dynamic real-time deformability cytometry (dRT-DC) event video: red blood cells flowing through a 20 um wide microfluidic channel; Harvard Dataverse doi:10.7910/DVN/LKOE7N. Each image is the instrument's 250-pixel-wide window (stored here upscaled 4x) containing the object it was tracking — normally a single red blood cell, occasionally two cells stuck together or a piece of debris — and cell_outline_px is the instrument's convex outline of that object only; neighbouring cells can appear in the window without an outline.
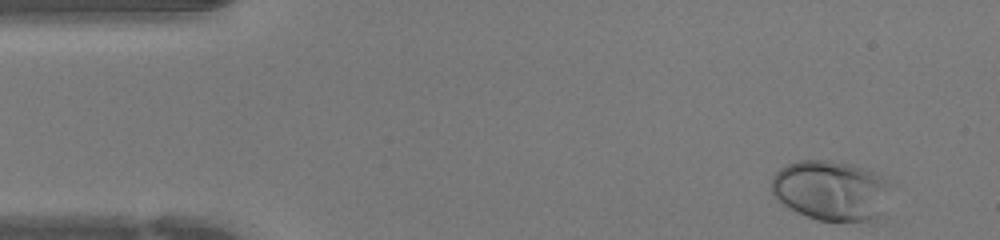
{"species": "human", "species_latin": "Homo sapiens", "temperature_condition": "warm", "stored_images_in_passage": 42, "camera_frame_rate_fps": 3000, "um_per_image_px": 0.085, "donor": {"sex": "female"}, "frame": {"image": 1, "passage_image": 1, "time_ms": 0.0, "image_size_px": [1000, 240], "cell_outline_px": [[900, 184], [880, 216], [872, 224], [868, 224], [816, 220], [776, 200], [772, 192], [772, 180], [776, 172], [780, 168], [788, 164], [800, 160], [828, 160], [856, 164]], "centroid_in_image_um": [70.84, 16.22], "position_along_channel_um": 14.2, "area_um2": 43.75}}
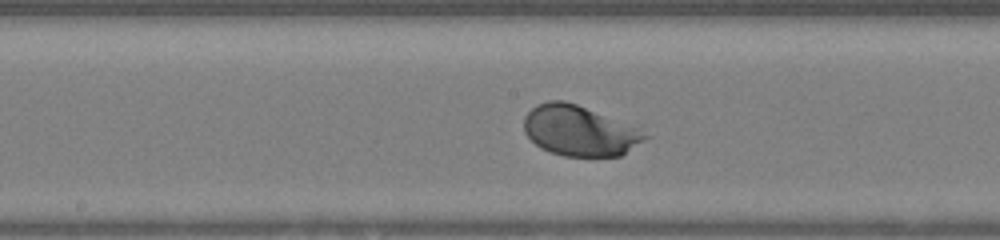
{"frame": {"image": 2, "passage_image": 20, "time_ms": 6.333, "image_size_px": [1000, 240], "cell_outline_px": [[652, 136], [620, 156], [564, 156], [540, 148], [524, 132], [524, 116], [536, 104], [548, 100], [564, 100], [576, 104], [636, 128]], "centroid_in_image_um": [49.22, 11.12], "position_along_channel_um": 199.0, "area_um2": 35.08}}
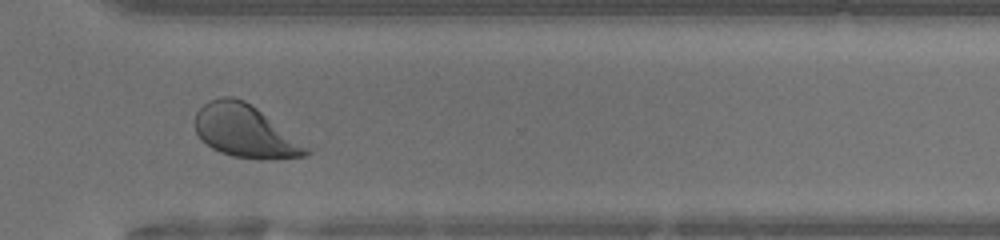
{"frame": {"image": 3, "passage_image": 30, "time_ms": 9.667, "image_size_px": [1000, 240], "cell_outline_px": [[312, 152], [304, 156], [264, 160], [260, 160], [232, 156], [220, 152], [212, 148], [200, 140], [196, 132], [196, 112], [208, 100], [220, 96], [232, 96], [244, 100], [256, 108], [308, 148]], "centroid_in_image_um": [20.77, 11.16], "position_along_channel_um": 349.8, "area_um2": 33.64}}